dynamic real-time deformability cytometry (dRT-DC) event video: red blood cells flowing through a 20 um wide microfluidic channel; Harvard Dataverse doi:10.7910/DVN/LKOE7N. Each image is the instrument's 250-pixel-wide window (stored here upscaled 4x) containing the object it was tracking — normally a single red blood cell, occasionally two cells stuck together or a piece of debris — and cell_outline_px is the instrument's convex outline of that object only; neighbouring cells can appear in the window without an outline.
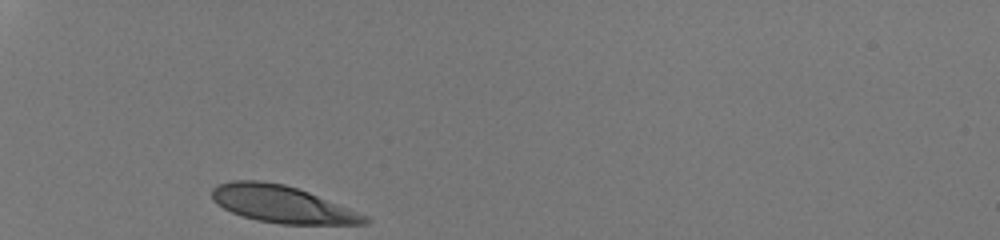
{"species": "human", "species_latin": "Homo sapiens", "temperature_condition": "room temperature", "stored_images_in_passage": 27, "camera_frame_rate_fps": 3000, "um_per_image_px": 0.085, "donor": {"sex": "male"}, "frame": {"image": 1, "passage_image": 1, "time_ms": 0.0, "image_size_px": [1000, 240], "cell_outline_px": [[372, 220], [368, 224], [280, 224], [256, 220], [232, 212], [216, 204], [212, 200], [212, 188], [220, 184], [232, 180], [260, 180], [284, 184], [308, 192], [368, 216]], "centroid_in_image_um": [23.97, 17.36], "position_along_channel_um": 61.0, "area_um2": 32.83}}
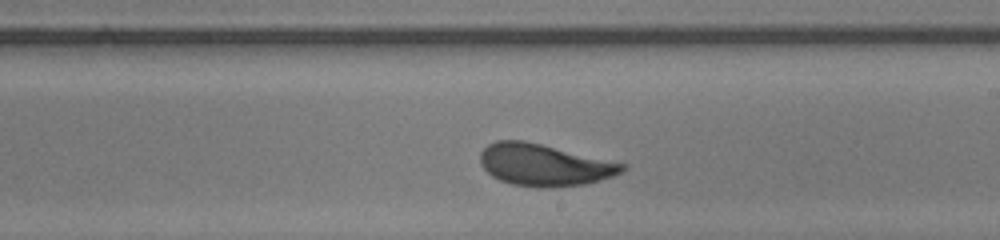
{"frame": {"image": 2, "passage_image": 16, "time_ms": 5.0, "image_size_px": [1000, 240], "cell_outline_px": [[628, 168], [612, 176], [588, 184], [512, 184], [500, 180], [492, 176], [480, 164], [480, 152], [488, 144], [496, 140], [524, 140], [628, 164]], "centroid_in_image_um": [46.26, 13.96], "position_along_channel_um": 242.7, "area_um2": 33.64}}
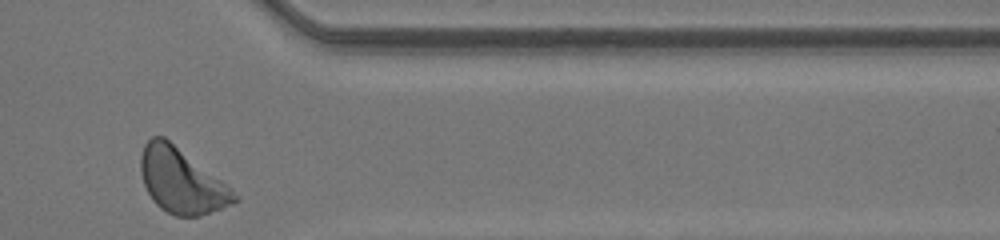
{"frame": {"image": 3, "passage_image": 27, "time_ms": 8.667, "image_size_px": [1000, 240], "cell_outline_px": [[240, 200], [232, 204], [200, 216], [176, 216], [160, 208], [152, 200], [144, 184], [140, 168], [140, 156], [144, 144], [152, 136], [164, 136], [232, 188], [240, 196]], "centroid_in_image_um": [15.43, 15.37], "position_along_channel_um": 396.0, "area_um2": 35.26}, "authors_computed_cell_mechanics": {"area_um2": 34.102, "velocity_mm_per_s": 4.2596, "shape_relaxation_time_tau1_ms": 3.8046, "shape_relaxation_time_tau2_ms": null, "deformation_change_tau1": 0.1639, "deformation_change_tau2": null}}